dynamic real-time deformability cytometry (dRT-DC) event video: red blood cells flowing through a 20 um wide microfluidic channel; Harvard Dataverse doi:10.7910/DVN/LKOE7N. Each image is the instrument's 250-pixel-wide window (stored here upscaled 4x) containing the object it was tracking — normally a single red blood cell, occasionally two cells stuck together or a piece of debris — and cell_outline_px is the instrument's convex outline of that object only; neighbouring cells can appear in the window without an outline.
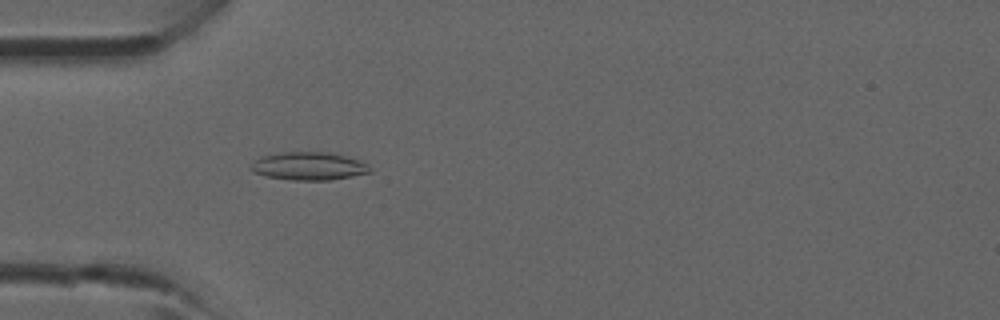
{"species": "common noctule bat (a hibernating species)", "species_latin": "Nyctalus noctula", "temperature_condition": "room temperature", "stored_images_in_passage": 3, "camera_frame_rate_fps": 3000, "um_per_image_px": 0.085, "animal": {"sex": "male", "forearm_length_mm": 52.5}, "frame": {"image": 1, "passage_image": 3, "time_ms": 3.333, "image_size_px": [1000, 320], "cell_outline_px": [[372, 172], [352, 176], [328, 180], [292, 180], [264, 176], [248, 168], [260, 156], [284, 152], [328, 152], [344, 156], [368, 164], [372, 168]], "centroid_in_image_um": [26.24, 14.12], "position_along_channel_um": 58.8, "area_um2": 19.31}}